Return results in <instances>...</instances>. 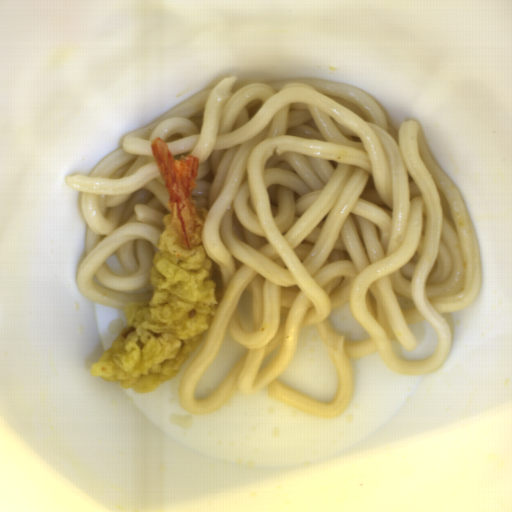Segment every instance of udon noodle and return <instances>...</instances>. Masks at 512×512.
I'll return each mask as SVG.
<instances>
[{"instance_id":"obj_1","label":"udon noodle","mask_w":512,"mask_h":512,"mask_svg":"<svg viewBox=\"0 0 512 512\" xmlns=\"http://www.w3.org/2000/svg\"><path fill=\"white\" fill-rule=\"evenodd\" d=\"M198 158L192 199L218 302L178 387L185 411L266 387L273 400L336 417L352 360L380 353L425 376L448 358L443 314L483 290L464 197L419 121L395 129L368 91L322 78L235 75L125 134L86 175L67 176L86 224L75 287L113 307L151 302L168 187L150 146Z\"/></svg>"}]
</instances>
